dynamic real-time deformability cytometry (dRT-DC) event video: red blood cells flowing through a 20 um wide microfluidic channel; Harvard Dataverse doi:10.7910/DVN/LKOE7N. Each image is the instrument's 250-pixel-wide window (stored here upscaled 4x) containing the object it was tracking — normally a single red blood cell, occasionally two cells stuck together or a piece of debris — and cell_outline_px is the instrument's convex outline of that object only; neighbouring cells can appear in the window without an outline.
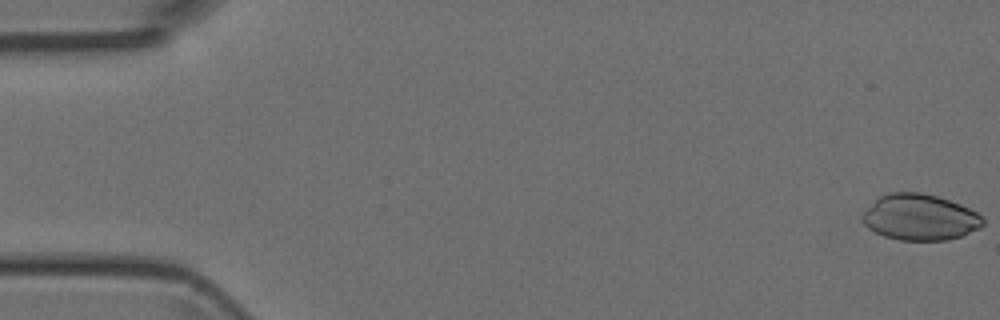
{"species": "Egyptian fruit bat (a non-hibernating species)", "species_latin": "Rousettus aegyptiacus", "temperature_condition": "room temperature", "stored_images_in_passage": 13, "camera_frame_rate_fps": 3000, "um_per_image_px": 0.085, "animal": {"sex": "female"}, "frame": {"image": 1, "passage_image": 1, "time_ms": 0.0, "image_size_px": [1000, 320], "cell_outline_px": [[984, 224], [980, 228], [960, 236], [948, 240], [900, 240], [884, 236], [868, 228], [860, 220], [860, 216], [880, 196], [888, 192], [920, 192], [936, 196], [960, 204], [984, 216]], "centroid_in_image_um": [78.19, 18.47], "position_along_channel_um": 6.8, "area_um2": 32.31}}